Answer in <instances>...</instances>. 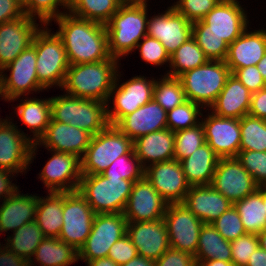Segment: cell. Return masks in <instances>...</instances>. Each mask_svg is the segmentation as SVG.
I'll return each instance as SVG.
<instances>
[{
    "instance_id": "obj_23",
    "label": "cell",
    "mask_w": 266,
    "mask_h": 266,
    "mask_svg": "<svg viewBox=\"0 0 266 266\" xmlns=\"http://www.w3.org/2000/svg\"><path fill=\"white\" fill-rule=\"evenodd\" d=\"M168 203L145 178L134 182L123 212L127 222H144L163 219Z\"/></svg>"
},
{
    "instance_id": "obj_12",
    "label": "cell",
    "mask_w": 266,
    "mask_h": 266,
    "mask_svg": "<svg viewBox=\"0 0 266 266\" xmlns=\"http://www.w3.org/2000/svg\"><path fill=\"white\" fill-rule=\"evenodd\" d=\"M126 228L123 213L96 214L91 232L78 251V261L86 263L107 257L111 246L126 235Z\"/></svg>"
},
{
    "instance_id": "obj_33",
    "label": "cell",
    "mask_w": 266,
    "mask_h": 266,
    "mask_svg": "<svg viewBox=\"0 0 266 266\" xmlns=\"http://www.w3.org/2000/svg\"><path fill=\"white\" fill-rule=\"evenodd\" d=\"M38 196L35 222L44 237L58 238L63 226V192H46Z\"/></svg>"
},
{
    "instance_id": "obj_17",
    "label": "cell",
    "mask_w": 266,
    "mask_h": 266,
    "mask_svg": "<svg viewBox=\"0 0 266 266\" xmlns=\"http://www.w3.org/2000/svg\"><path fill=\"white\" fill-rule=\"evenodd\" d=\"M92 135L76 126L53 121L47 126L45 133L33 143L31 149V164L36 158L38 149L43 146L46 150L70 153L82 158L90 144Z\"/></svg>"
},
{
    "instance_id": "obj_51",
    "label": "cell",
    "mask_w": 266,
    "mask_h": 266,
    "mask_svg": "<svg viewBox=\"0 0 266 266\" xmlns=\"http://www.w3.org/2000/svg\"><path fill=\"white\" fill-rule=\"evenodd\" d=\"M231 243V261L235 266H246L250 256L259 247V239L255 234H245Z\"/></svg>"
},
{
    "instance_id": "obj_70",
    "label": "cell",
    "mask_w": 266,
    "mask_h": 266,
    "mask_svg": "<svg viewBox=\"0 0 266 266\" xmlns=\"http://www.w3.org/2000/svg\"><path fill=\"white\" fill-rule=\"evenodd\" d=\"M26 266H34V265H32V264L29 262Z\"/></svg>"
},
{
    "instance_id": "obj_67",
    "label": "cell",
    "mask_w": 266,
    "mask_h": 266,
    "mask_svg": "<svg viewBox=\"0 0 266 266\" xmlns=\"http://www.w3.org/2000/svg\"><path fill=\"white\" fill-rule=\"evenodd\" d=\"M0 100H5V102L7 101V102H9L7 99H6V97L1 93V91H0ZM1 117V116H0ZM8 118H7V116L4 118V119H2V118H0V124H2V123H4L6 120H7Z\"/></svg>"
},
{
    "instance_id": "obj_27",
    "label": "cell",
    "mask_w": 266,
    "mask_h": 266,
    "mask_svg": "<svg viewBox=\"0 0 266 266\" xmlns=\"http://www.w3.org/2000/svg\"><path fill=\"white\" fill-rule=\"evenodd\" d=\"M132 141L151 132L167 128V112L154 100L124 116L116 125Z\"/></svg>"
},
{
    "instance_id": "obj_22",
    "label": "cell",
    "mask_w": 266,
    "mask_h": 266,
    "mask_svg": "<svg viewBox=\"0 0 266 266\" xmlns=\"http://www.w3.org/2000/svg\"><path fill=\"white\" fill-rule=\"evenodd\" d=\"M36 22V19L24 15L0 24V70L32 45L35 34L43 26Z\"/></svg>"
},
{
    "instance_id": "obj_16",
    "label": "cell",
    "mask_w": 266,
    "mask_h": 266,
    "mask_svg": "<svg viewBox=\"0 0 266 266\" xmlns=\"http://www.w3.org/2000/svg\"><path fill=\"white\" fill-rule=\"evenodd\" d=\"M47 152H50L51 157L38 174L46 192L77 191L82 177L81 158L70 153Z\"/></svg>"
},
{
    "instance_id": "obj_68",
    "label": "cell",
    "mask_w": 266,
    "mask_h": 266,
    "mask_svg": "<svg viewBox=\"0 0 266 266\" xmlns=\"http://www.w3.org/2000/svg\"><path fill=\"white\" fill-rule=\"evenodd\" d=\"M219 1L236 2V3H241L242 2V1L239 2V0H219Z\"/></svg>"
},
{
    "instance_id": "obj_21",
    "label": "cell",
    "mask_w": 266,
    "mask_h": 266,
    "mask_svg": "<svg viewBox=\"0 0 266 266\" xmlns=\"http://www.w3.org/2000/svg\"><path fill=\"white\" fill-rule=\"evenodd\" d=\"M144 177L168 204L182 203L191 187L181 163L175 159L147 166Z\"/></svg>"
},
{
    "instance_id": "obj_39",
    "label": "cell",
    "mask_w": 266,
    "mask_h": 266,
    "mask_svg": "<svg viewBox=\"0 0 266 266\" xmlns=\"http://www.w3.org/2000/svg\"><path fill=\"white\" fill-rule=\"evenodd\" d=\"M44 238L38 224L32 221L17 229L12 235H7L4 245L19 257L30 261Z\"/></svg>"
},
{
    "instance_id": "obj_55",
    "label": "cell",
    "mask_w": 266,
    "mask_h": 266,
    "mask_svg": "<svg viewBox=\"0 0 266 266\" xmlns=\"http://www.w3.org/2000/svg\"><path fill=\"white\" fill-rule=\"evenodd\" d=\"M25 15L23 2L20 0H0V24Z\"/></svg>"
},
{
    "instance_id": "obj_31",
    "label": "cell",
    "mask_w": 266,
    "mask_h": 266,
    "mask_svg": "<svg viewBox=\"0 0 266 266\" xmlns=\"http://www.w3.org/2000/svg\"><path fill=\"white\" fill-rule=\"evenodd\" d=\"M251 97L252 93L231 73L209 110L220 117L241 119L248 114Z\"/></svg>"
},
{
    "instance_id": "obj_50",
    "label": "cell",
    "mask_w": 266,
    "mask_h": 266,
    "mask_svg": "<svg viewBox=\"0 0 266 266\" xmlns=\"http://www.w3.org/2000/svg\"><path fill=\"white\" fill-rule=\"evenodd\" d=\"M219 0H177L172 6L191 23L202 20Z\"/></svg>"
},
{
    "instance_id": "obj_9",
    "label": "cell",
    "mask_w": 266,
    "mask_h": 266,
    "mask_svg": "<svg viewBox=\"0 0 266 266\" xmlns=\"http://www.w3.org/2000/svg\"><path fill=\"white\" fill-rule=\"evenodd\" d=\"M120 70H118L114 86L106 103L107 120L109 125L113 126L124 116L153 99V87L156 81L154 77L149 78L142 74L136 76L135 74L132 78L120 83L123 72Z\"/></svg>"
},
{
    "instance_id": "obj_56",
    "label": "cell",
    "mask_w": 266,
    "mask_h": 266,
    "mask_svg": "<svg viewBox=\"0 0 266 266\" xmlns=\"http://www.w3.org/2000/svg\"><path fill=\"white\" fill-rule=\"evenodd\" d=\"M248 114L266 120V87L252 93Z\"/></svg>"
},
{
    "instance_id": "obj_6",
    "label": "cell",
    "mask_w": 266,
    "mask_h": 266,
    "mask_svg": "<svg viewBox=\"0 0 266 266\" xmlns=\"http://www.w3.org/2000/svg\"><path fill=\"white\" fill-rule=\"evenodd\" d=\"M133 185V181L102 174L82 175L78 191L95 214L123 213Z\"/></svg>"
},
{
    "instance_id": "obj_62",
    "label": "cell",
    "mask_w": 266,
    "mask_h": 266,
    "mask_svg": "<svg viewBox=\"0 0 266 266\" xmlns=\"http://www.w3.org/2000/svg\"><path fill=\"white\" fill-rule=\"evenodd\" d=\"M198 266H235L232 261L223 260H206L202 261Z\"/></svg>"
},
{
    "instance_id": "obj_2",
    "label": "cell",
    "mask_w": 266,
    "mask_h": 266,
    "mask_svg": "<svg viewBox=\"0 0 266 266\" xmlns=\"http://www.w3.org/2000/svg\"><path fill=\"white\" fill-rule=\"evenodd\" d=\"M120 65V60L115 57L93 63L69 65L61 89L74 97L107 103Z\"/></svg>"
},
{
    "instance_id": "obj_58",
    "label": "cell",
    "mask_w": 266,
    "mask_h": 266,
    "mask_svg": "<svg viewBox=\"0 0 266 266\" xmlns=\"http://www.w3.org/2000/svg\"><path fill=\"white\" fill-rule=\"evenodd\" d=\"M28 263L29 261L19 257L5 245L0 250V266H26Z\"/></svg>"
},
{
    "instance_id": "obj_46",
    "label": "cell",
    "mask_w": 266,
    "mask_h": 266,
    "mask_svg": "<svg viewBox=\"0 0 266 266\" xmlns=\"http://www.w3.org/2000/svg\"><path fill=\"white\" fill-rule=\"evenodd\" d=\"M136 50H138L140 58L146 64L154 65L155 67L160 66V68L166 64L165 66L169 67L170 56L159 40L146 35L137 44Z\"/></svg>"
},
{
    "instance_id": "obj_53",
    "label": "cell",
    "mask_w": 266,
    "mask_h": 266,
    "mask_svg": "<svg viewBox=\"0 0 266 266\" xmlns=\"http://www.w3.org/2000/svg\"><path fill=\"white\" fill-rule=\"evenodd\" d=\"M234 76L251 92H258L266 87L260 70L256 65H251L245 68L236 69Z\"/></svg>"
},
{
    "instance_id": "obj_30",
    "label": "cell",
    "mask_w": 266,
    "mask_h": 266,
    "mask_svg": "<svg viewBox=\"0 0 266 266\" xmlns=\"http://www.w3.org/2000/svg\"><path fill=\"white\" fill-rule=\"evenodd\" d=\"M175 132L166 128L142 135L133 141V150L142 166L174 159Z\"/></svg>"
},
{
    "instance_id": "obj_49",
    "label": "cell",
    "mask_w": 266,
    "mask_h": 266,
    "mask_svg": "<svg viewBox=\"0 0 266 266\" xmlns=\"http://www.w3.org/2000/svg\"><path fill=\"white\" fill-rule=\"evenodd\" d=\"M198 46L209 60L225 61L229 44L215 33H192Z\"/></svg>"
},
{
    "instance_id": "obj_40",
    "label": "cell",
    "mask_w": 266,
    "mask_h": 266,
    "mask_svg": "<svg viewBox=\"0 0 266 266\" xmlns=\"http://www.w3.org/2000/svg\"><path fill=\"white\" fill-rule=\"evenodd\" d=\"M153 87V99L167 112L185 102L186 96L178 77L160 75Z\"/></svg>"
},
{
    "instance_id": "obj_41",
    "label": "cell",
    "mask_w": 266,
    "mask_h": 266,
    "mask_svg": "<svg viewBox=\"0 0 266 266\" xmlns=\"http://www.w3.org/2000/svg\"><path fill=\"white\" fill-rule=\"evenodd\" d=\"M240 150L266 151V120L249 114L240 119Z\"/></svg>"
},
{
    "instance_id": "obj_20",
    "label": "cell",
    "mask_w": 266,
    "mask_h": 266,
    "mask_svg": "<svg viewBox=\"0 0 266 266\" xmlns=\"http://www.w3.org/2000/svg\"><path fill=\"white\" fill-rule=\"evenodd\" d=\"M207 113L201 116L206 143L220 158L236 157L241 143L240 119L220 117L209 109Z\"/></svg>"
},
{
    "instance_id": "obj_11",
    "label": "cell",
    "mask_w": 266,
    "mask_h": 266,
    "mask_svg": "<svg viewBox=\"0 0 266 266\" xmlns=\"http://www.w3.org/2000/svg\"><path fill=\"white\" fill-rule=\"evenodd\" d=\"M247 12L240 3L219 1L202 20L192 23V33H215L231 44L251 25Z\"/></svg>"
},
{
    "instance_id": "obj_38",
    "label": "cell",
    "mask_w": 266,
    "mask_h": 266,
    "mask_svg": "<svg viewBox=\"0 0 266 266\" xmlns=\"http://www.w3.org/2000/svg\"><path fill=\"white\" fill-rule=\"evenodd\" d=\"M208 60L204 51L191 37L170 56L169 70L167 69L164 75L179 77L184 72L205 64Z\"/></svg>"
},
{
    "instance_id": "obj_7",
    "label": "cell",
    "mask_w": 266,
    "mask_h": 266,
    "mask_svg": "<svg viewBox=\"0 0 266 266\" xmlns=\"http://www.w3.org/2000/svg\"><path fill=\"white\" fill-rule=\"evenodd\" d=\"M231 71L225 61L208 60L180 75L186 99L209 109L224 88Z\"/></svg>"
},
{
    "instance_id": "obj_14",
    "label": "cell",
    "mask_w": 266,
    "mask_h": 266,
    "mask_svg": "<svg viewBox=\"0 0 266 266\" xmlns=\"http://www.w3.org/2000/svg\"><path fill=\"white\" fill-rule=\"evenodd\" d=\"M16 124L14 117H8L0 124V169L9 170L18 176L27 173L31 167L33 143L28 133Z\"/></svg>"
},
{
    "instance_id": "obj_3",
    "label": "cell",
    "mask_w": 266,
    "mask_h": 266,
    "mask_svg": "<svg viewBox=\"0 0 266 266\" xmlns=\"http://www.w3.org/2000/svg\"><path fill=\"white\" fill-rule=\"evenodd\" d=\"M148 11V6H119L105 25L112 57L121 61L135 52L137 44L147 35Z\"/></svg>"
},
{
    "instance_id": "obj_35",
    "label": "cell",
    "mask_w": 266,
    "mask_h": 266,
    "mask_svg": "<svg viewBox=\"0 0 266 266\" xmlns=\"http://www.w3.org/2000/svg\"><path fill=\"white\" fill-rule=\"evenodd\" d=\"M231 243L212 224L201 227L195 260L197 266L206 260L231 261Z\"/></svg>"
},
{
    "instance_id": "obj_65",
    "label": "cell",
    "mask_w": 266,
    "mask_h": 266,
    "mask_svg": "<svg viewBox=\"0 0 266 266\" xmlns=\"http://www.w3.org/2000/svg\"><path fill=\"white\" fill-rule=\"evenodd\" d=\"M257 236L259 239V246L266 250V229L260 232Z\"/></svg>"
},
{
    "instance_id": "obj_5",
    "label": "cell",
    "mask_w": 266,
    "mask_h": 266,
    "mask_svg": "<svg viewBox=\"0 0 266 266\" xmlns=\"http://www.w3.org/2000/svg\"><path fill=\"white\" fill-rule=\"evenodd\" d=\"M51 31L48 25H43L32 42L36 49L37 78L47 92L51 88L60 89L63 86L70 65L62 39L56 32Z\"/></svg>"
},
{
    "instance_id": "obj_15",
    "label": "cell",
    "mask_w": 266,
    "mask_h": 266,
    "mask_svg": "<svg viewBox=\"0 0 266 266\" xmlns=\"http://www.w3.org/2000/svg\"><path fill=\"white\" fill-rule=\"evenodd\" d=\"M170 247L195 256L201 227L204 223L183 203H170L163 217Z\"/></svg>"
},
{
    "instance_id": "obj_1",
    "label": "cell",
    "mask_w": 266,
    "mask_h": 266,
    "mask_svg": "<svg viewBox=\"0 0 266 266\" xmlns=\"http://www.w3.org/2000/svg\"><path fill=\"white\" fill-rule=\"evenodd\" d=\"M56 34L62 39L70 65L103 61L111 58L106 27L79 18L70 12L53 20Z\"/></svg>"
},
{
    "instance_id": "obj_19",
    "label": "cell",
    "mask_w": 266,
    "mask_h": 266,
    "mask_svg": "<svg viewBox=\"0 0 266 266\" xmlns=\"http://www.w3.org/2000/svg\"><path fill=\"white\" fill-rule=\"evenodd\" d=\"M149 18L147 35L159 40L169 56L192 37V23L172 5L162 13L158 12Z\"/></svg>"
},
{
    "instance_id": "obj_47",
    "label": "cell",
    "mask_w": 266,
    "mask_h": 266,
    "mask_svg": "<svg viewBox=\"0 0 266 266\" xmlns=\"http://www.w3.org/2000/svg\"><path fill=\"white\" fill-rule=\"evenodd\" d=\"M236 158L258 186L266 185V151L240 150Z\"/></svg>"
},
{
    "instance_id": "obj_29",
    "label": "cell",
    "mask_w": 266,
    "mask_h": 266,
    "mask_svg": "<svg viewBox=\"0 0 266 266\" xmlns=\"http://www.w3.org/2000/svg\"><path fill=\"white\" fill-rule=\"evenodd\" d=\"M31 96H23L13 98L10 102H20L16 104L17 106L13 108L14 114L18 116L20 121L26 125L30 134L29 139L32 143H36L40 137L45 133L47 126L50 124L52 119L51 116V97L45 98H36ZM20 100V101H19Z\"/></svg>"
},
{
    "instance_id": "obj_63",
    "label": "cell",
    "mask_w": 266,
    "mask_h": 266,
    "mask_svg": "<svg viewBox=\"0 0 266 266\" xmlns=\"http://www.w3.org/2000/svg\"><path fill=\"white\" fill-rule=\"evenodd\" d=\"M149 0H119L120 5L150 6Z\"/></svg>"
},
{
    "instance_id": "obj_34",
    "label": "cell",
    "mask_w": 266,
    "mask_h": 266,
    "mask_svg": "<svg viewBox=\"0 0 266 266\" xmlns=\"http://www.w3.org/2000/svg\"><path fill=\"white\" fill-rule=\"evenodd\" d=\"M29 262L35 266H70L78 262V251L59 238L45 237Z\"/></svg>"
},
{
    "instance_id": "obj_4",
    "label": "cell",
    "mask_w": 266,
    "mask_h": 266,
    "mask_svg": "<svg viewBox=\"0 0 266 266\" xmlns=\"http://www.w3.org/2000/svg\"><path fill=\"white\" fill-rule=\"evenodd\" d=\"M107 104L74 97L63 92L51 97V116L53 121L76 126L92 136L103 131L108 125Z\"/></svg>"
},
{
    "instance_id": "obj_66",
    "label": "cell",
    "mask_w": 266,
    "mask_h": 266,
    "mask_svg": "<svg viewBox=\"0 0 266 266\" xmlns=\"http://www.w3.org/2000/svg\"><path fill=\"white\" fill-rule=\"evenodd\" d=\"M257 191L262 195V200L266 209V185L258 186Z\"/></svg>"
},
{
    "instance_id": "obj_48",
    "label": "cell",
    "mask_w": 266,
    "mask_h": 266,
    "mask_svg": "<svg viewBox=\"0 0 266 266\" xmlns=\"http://www.w3.org/2000/svg\"><path fill=\"white\" fill-rule=\"evenodd\" d=\"M212 225L222 235V237L228 241L235 240L247 234L239 213L234 205L216 219Z\"/></svg>"
},
{
    "instance_id": "obj_18",
    "label": "cell",
    "mask_w": 266,
    "mask_h": 266,
    "mask_svg": "<svg viewBox=\"0 0 266 266\" xmlns=\"http://www.w3.org/2000/svg\"><path fill=\"white\" fill-rule=\"evenodd\" d=\"M210 185L233 204L258 188L253 177L236 157L219 159Z\"/></svg>"
},
{
    "instance_id": "obj_42",
    "label": "cell",
    "mask_w": 266,
    "mask_h": 266,
    "mask_svg": "<svg viewBox=\"0 0 266 266\" xmlns=\"http://www.w3.org/2000/svg\"><path fill=\"white\" fill-rule=\"evenodd\" d=\"M23 9L28 17L50 26L54 19L68 12V0H26L23 3Z\"/></svg>"
},
{
    "instance_id": "obj_10",
    "label": "cell",
    "mask_w": 266,
    "mask_h": 266,
    "mask_svg": "<svg viewBox=\"0 0 266 266\" xmlns=\"http://www.w3.org/2000/svg\"><path fill=\"white\" fill-rule=\"evenodd\" d=\"M36 61V49L31 45L0 70V91L8 101L47 90L38 81Z\"/></svg>"
},
{
    "instance_id": "obj_69",
    "label": "cell",
    "mask_w": 266,
    "mask_h": 266,
    "mask_svg": "<svg viewBox=\"0 0 266 266\" xmlns=\"http://www.w3.org/2000/svg\"><path fill=\"white\" fill-rule=\"evenodd\" d=\"M4 244L2 242V245H1V242H0V250L3 248Z\"/></svg>"
},
{
    "instance_id": "obj_64",
    "label": "cell",
    "mask_w": 266,
    "mask_h": 266,
    "mask_svg": "<svg viewBox=\"0 0 266 266\" xmlns=\"http://www.w3.org/2000/svg\"><path fill=\"white\" fill-rule=\"evenodd\" d=\"M256 66L260 70V73H261L263 80L266 84V53Z\"/></svg>"
},
{
    "instance_id": "obj_52",
    "label": "cell",
    "mask_w": 266,
    "mask_h": 266,
    "mask_svg": "<svg viewBox=\"0 0 266 266\" xmlns=\"http://www.w3.org/2000/svg\"><path fill=\"white\" fill-rule=\"evenodd\" d=\"M137 255V248L129 237L125 235L111 246L107 257L120 266L127 263Z\"/></svg>"
},
{
    "instance_id": "obj_44",
    "label": "cell",
    "mask_w": 266,
    "mask_h": 266,
    "mask_svg": "<svg viewBox=\"0 0 266 266\" xmlns=\"http://www.w3.org/2000/svg\"><path fill=\"white\" fill-rule=\"evenodd\" d=\"M206 143L204 128L200 122L196 126L176 131L174 159L181 161L189 157L196 149Z\"/></svg>"
},
{
    "instance_id": "obj_24",
    "label": "cell",
    "mask_w": 266,
    "mask_h": 266,
    "mask_svg": "<svg viewBox=\"0 0 266 266\" xmlns=\"http://www.w3.org/2000/svg\"><path fill=\"white\" fill-rule=\"evenodd\" d=\"M126 235L137 248L138 255L150 260L156 261L171 248L163 219L127 222Z\"/></svg>"
},
{
    "instance_id": "obj_8",
    "label": "cell",
    "mask_w": 266,
    "mask_h": 266,
    "mask_svg": "<svg viewBox=\"0 0 266 266\" xmlns=\"http://www.w3.org/2000/svg\"><path fill=\"white\" fill-rule=\"evenodd\" d=\"M133 151V141L116 126L108 125L103 131L92 136L81 158V173L101 174L118 157Z\"/></svg>"
},
{
    "instance_id": "obj_60",
    "label": "cell",
    "mask_w": 266,
    "mask_h": 266,
    "mask_svg": "<svg viewBox=\"0 0 266 266\" xmlns=\"http://www.w3.org/2000/svg\"><path fill=\"white\" fill-rule=\"evenodd\" d=\"M120 266H155V261L137 255L127 263L122 264Z\"/></svg>"
},
{
    "instance_id": "obj_59",
    "label": "cell",
    "mask_w": 266,
    "mask_h": 266,
    "mask_svg": "<svg viewBox=\"0 0 266 266\" xmlns=\"http://www.w3.org/2000/svg\"><path fill=\"white\" fill-rule=\"evenodd\" d=\"M246 266H266V250L259 246L250 256Z\"/></svg>"
},
{
    "instance_id": "obj_26",
    "label": "cell",
    "mask_w": 266,
    "mask_h": 266,
    "mask_svg": "<svg viewBox=\"0 0 266 266\" xmlns=\"http://www.w3.org/2000/svg\"><path fill=\"white\" fill-rule=\"evenodd\" d=\"M182 203L204 224H212L233 205L210 184L191 186Z\"/></svg>"
},
{
    "instance_id": "obj_32",
    "label": "cell",
    "mask_w": 266,
    "mask_h": 266,
    "mask_svg": "<svg viewBox=\"0 0 266 266\" xmlns=\"http://www.w3.org/2000/svg\"><path fill=\"white\" fill-rule=\"evenodd\" d=\"M220 157L207 144L196 149L189 157L179 161L190 186L209 185Z\"/></svg>"
},
{
    "instance_id": "obj_36",
    "label": "cell",
    "mask_w": 266,
    "mask_h": 266,
    "mask_svg": "<svg viewBox=\"0 0 266 266\" xmlns=\"http://www.w3.org/2000/svg\"><path fill=\"white\" fill-rule=\"evenodd\" d=\"M233 205L239 213L246 233L258 235L266 229V209L262 195L257 190Z\"/></svg>"
},
{
    "instance_id": "obj_25",
    "label": "cell",
    "mask_w": 266,
    "mask_h": 266,
    "mask_svg": "<svg viewBox=\"0 0 266 266\" xmlns=\"http://www.w3.org/2000/svg\"><path fill=\"white\" fill-rule=\"evenodd\" d=\"M250 27L229 44L225 63L231 73L236 69L257 65L266 53V28L249 30L252 29Z\"/></svg>"
},
{
    "instance_id": "obj_37",
    "label": "cell",
    "mask_w": 266,
    "mask_h": 266,
    "mask_svg": "<svg viewBox=\"0 0 266 266\" xmlns=\"http://www.w3.org/2000/svg\"><path fill=\"white\" fill-rule=\"evenodd\" d=\"M119 6V0H68V12L103 25L110 21Z\"/></svg>"
},
{
    "instance_id": "obj_13",
    "label": "cell",
    "mask_w": 266,
    "mask_h": 266,
    "mask_svg": "<svg viewBox=\"0 0 266 266\" xmlns=\"http://www.w3.org/2000/svg\"><path fill=\"white\" fill-rule=\"evenodd\" d=\"M95 215L78 190L63 192V226L58 238L79 251L91 232Z\"/></svg>"
},
{
    "instance_id": "obj_28",
    "label": "cell",
    "mask_w": 266,
    "mask_h": 266,
    "mask_svg": "<svg viewBox=\"0 0 266 266\" xmlns=\"http://www.w3.org/2000/svg\"><path fill=\"white\" fill-rule=\"evenodd\" d=\"M19 189L0 201V236L35 221L38 194H24Z\"/></svg>"
},
{
    "instance_id": "obj_54",
    "label": "cell",
    "mask_w": 266,
    "mask_h": 266,
    "mask_svg": "<svg viewBox=\"0 0 266 266\" xmlns=\"http://www.w3.org/2000/svg\"><path fill=\"white\" fill-rule=\"evenodd\" d=\"M155 266H197V264L194 255L170 248L155 261Z\"/></svg>"
},
{
    "instance_id": "obj_45",
    "label": "cell",
    "mask_w": 266,
    "mask_h": 266,
    "mask_svg": "<svg viewBox=\"0 0 266 266\" xmlns=\"http://www.w3.org/2000/svg\"><path fill=\"white\" fill-rule=\"evenodd\" d=\"M144 172L145 168L133 151L118 157L101 174L107 178H122L135 182L144 177Z\"/></svg>"
},
{
    "instance_id": "obj_43",
    "label": "cell",
    "mask_w": 266,
    "mask_h": 266,
    "mask_svg": "<svg viewBox=\"0 0 266 266\" xmlns=\"http://www.w3.org/2000/svg\"><path fill=\"white\" fill-rule=\"evenodd\" d=\"M189 100L167 111V128L173 132L196 126L207 109ZM205 111V112H202Z\"/></svg>"
},
{
    "instance_id": "obj_57",
    "label": "cell",
    "mask_w": 266,
    "mask_h": 266,
    "mask_svg": "<svg viewBox=\"0 0 266 266\" xmlns=\"http://www.w3.org/2000/svg\"><path fill=\"white\" fill-rule=\"evenodd\" d=\"M14 174L15 173L9 170L0 169V200L1 201L11 196L19 188V185H17L16 183L15 184L12 183V181L16 179L15 177H17Z\"/></svg>"
},
{
    "instance_id": "obj_61",
    "label": "cell",
    "mask_w": 266,
    "mask_h": 266,
    "mask_svg": "<svg viewBox=\"0 0 266 266\" xmlns=\"http://www.w3.org/2000/svg\"><path fill=\"white\" fill-rule=\"evenodd\" d=\"M87 266H119L109 257H103L100 259L90 260L86 262Z\"/></svg>"
}]
</instances>
